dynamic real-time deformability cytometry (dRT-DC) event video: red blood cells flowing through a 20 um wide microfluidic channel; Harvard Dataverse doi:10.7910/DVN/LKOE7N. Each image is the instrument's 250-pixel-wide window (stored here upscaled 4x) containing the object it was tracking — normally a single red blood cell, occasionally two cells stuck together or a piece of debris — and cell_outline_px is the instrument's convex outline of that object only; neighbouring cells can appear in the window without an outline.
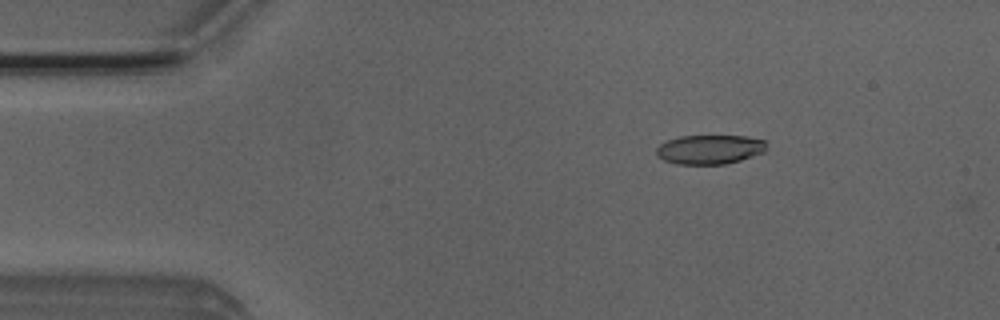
{"species": "Egyptian fruit bat (a non-hibernating species)", "species_latin": "Rousettus aegyptiacus", "temperature_condition": "room temperature", "stored_images_in_passage": 52, "camera_frame_rate_fps": 3000, "um_per_image_px": 0.085, "animal": {"sex": "male"}, "frame": {"image": 1, "passage_image": 8, "time_ms": 2.333, "image_size_px": [1000, 320], "cell_outline_px": [[768, 144], [764, 152], [740, 160], [724, 164], [676, 164], [664, 160], [656, 156], [656, 148], [660, 144], [668, 140], [680, 136], [744, 136], [764, 140]], "centroid_in_image_um": [60.31, 12.7], "position_along_channel_um": 24.7, "area_um2": 18.79}}
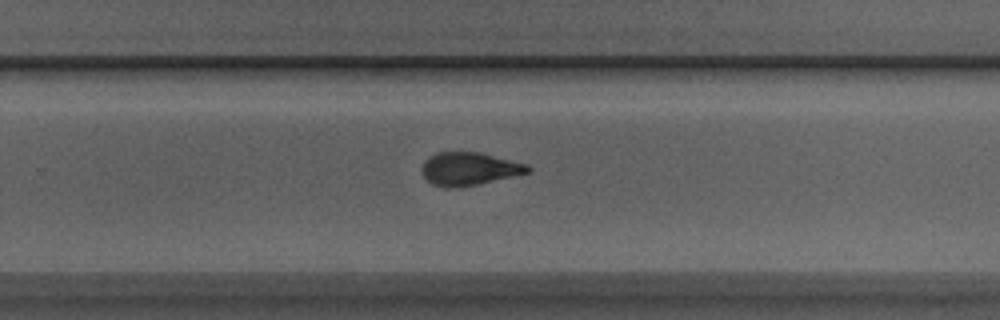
{"frame": {"image": 2, "passage_image": 33, "time_ms": 10.667, "image_size_px": [1000, 320], "cell_outline_px": [[532, 172], [476, 184], [452, 188], [444, 188], [432, 184], [424, 176], [420, 168], [424, 160], [428, 156], [436, 152], [480, 152], [528, 164], [532, 168]], "centroid_in_image_um": [39.87, 14.34], "position_along_channel_um": 289.9, "area_um2": 20.52}}
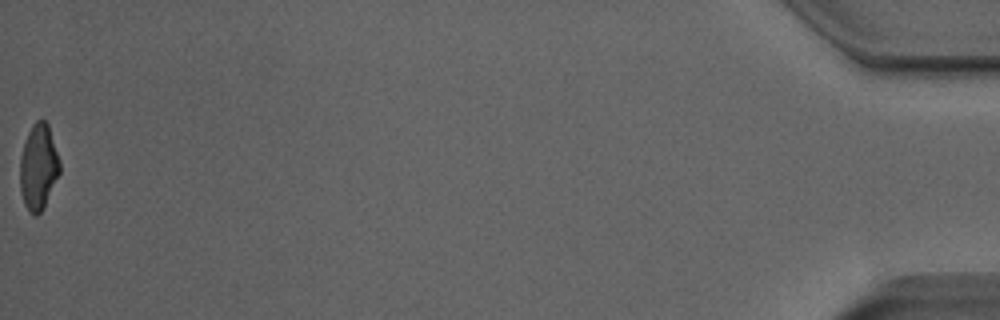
{"frame": {"image": 3, "passage_image": 52, "time_ms": 17.0, "image_size_px": [1000, 320], "cell_outline_px": [[60, 172], [44, 208], [36, 216], [28, 212], [24, 204], [20, 192], [20, 156], [28, 132], [32, 124], [36, 120], [44, 120], [48, 124], [60, 160]], "centroid_in_image_um": [3.26, 14.22], "position_along_channel_um": 431.9, "area_um2": 20.0}, "authors_computed_cell_mechanics": {"area_um2": 20.3456, "velocity_mm_per_s": 3.9503, "shape_relaxation_time_tau1_ms": 7.4982, "shape_relaxation_time_tau2_ms": 1.5007, "deformation_change_tau1": 0.2141, "deformation_change_tau2": 0.0902}}